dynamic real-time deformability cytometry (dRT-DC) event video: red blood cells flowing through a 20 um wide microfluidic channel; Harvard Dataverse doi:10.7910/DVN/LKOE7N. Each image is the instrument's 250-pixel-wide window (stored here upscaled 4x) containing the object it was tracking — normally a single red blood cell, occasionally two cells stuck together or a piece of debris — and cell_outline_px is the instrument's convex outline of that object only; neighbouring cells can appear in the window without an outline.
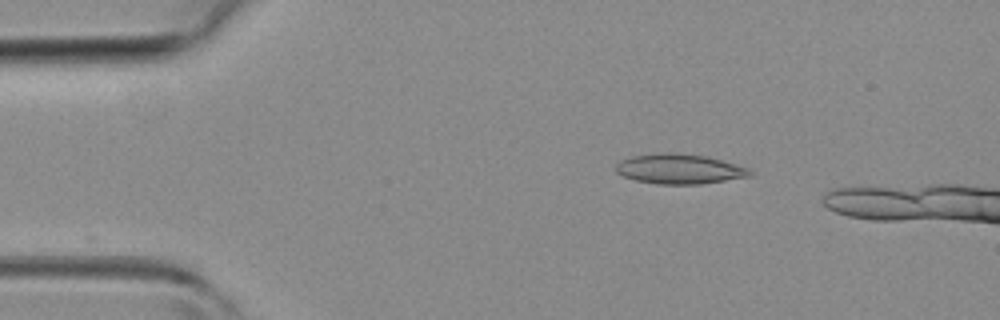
{"species": "common noctule bat (a hibernating species)", "species_latin": "Nyctalus noctula", "temperature_condition": "room temperature", "stored_images_in_passage": 25, "camera_frame_rate_fps": 3000, "um_per_image_px": 0.085, "animal": {"sex": "female", "body_mass_g": 19.3, "forearm_length_mm": 54.1}, "frame": {"image": 1, "passage_image": 1, "time_ms": 0.0, "image_size_px": [1000, 320], "cell_outline_px": [[752, 176], [700, 184], [656, 184], [636, 180], [624, 176], [616, 172], [616, 164], [620, 160], [632, 156], [664, 152], [668, 152], [708, 156], [748, 168], [752, 172]], "centroid_in_image_um": [57.74, 14.36], "position_along_channel_um": 27.3, "area_um2": 23.29}}
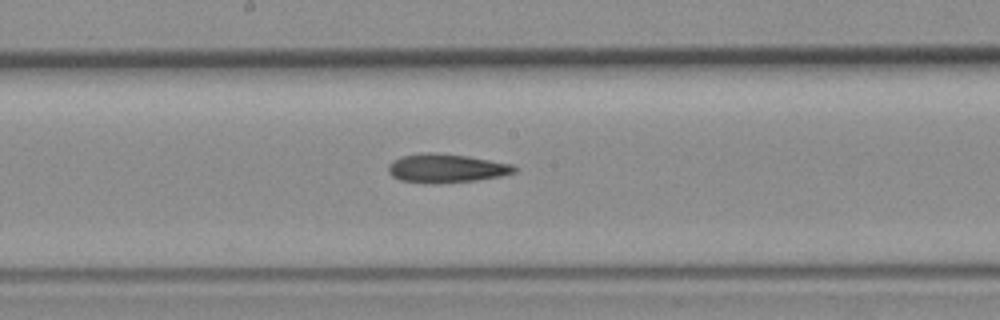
{"frame": {"image": 2, "passage_image": 16, "time_ms": 5.0, "image_size_px": [1000, 320], "cell_outline_px": [[516, 172], [500, 176], [476, 180], [440, 184], [424, 184], [400, 180], [392, 176], [388, 172], [388, 164], [392, 160], [400, 156], [424, 152], [436, 152], [468, 156], [512, 164], [516, 168]], "centroid_in_image_um": [37.87, 14.31], "position_along_channel_um": 210.3, "area_um2": 21.5}}
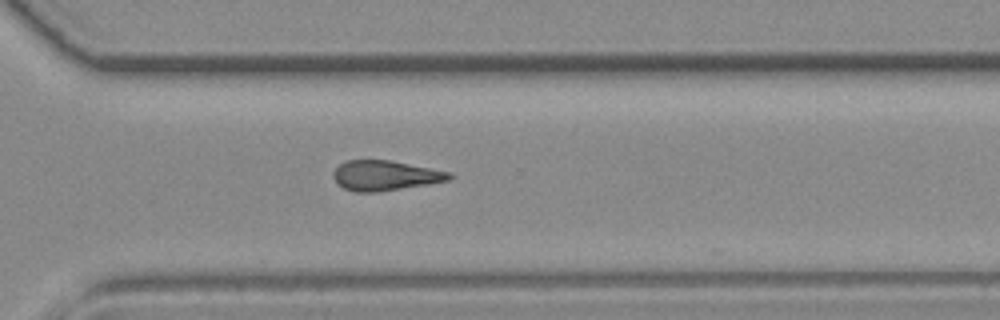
{"frame": {"image": 3, "passage_image": 24, "time_ms": 7.667, "image_size_px": [1000, 320], "cell_outline_px": [[452, 180], [428, 184], [376, 192], [356, 192], [344, 188], [336, 184], [332, 176], [336, 168], [340, 164], [348, 160], [388, 160], [452, 172]], "centroid_in_image_um": [32.74, 14.92], "position_along_channel_um": 337.9, "area_um2": 20.23}}